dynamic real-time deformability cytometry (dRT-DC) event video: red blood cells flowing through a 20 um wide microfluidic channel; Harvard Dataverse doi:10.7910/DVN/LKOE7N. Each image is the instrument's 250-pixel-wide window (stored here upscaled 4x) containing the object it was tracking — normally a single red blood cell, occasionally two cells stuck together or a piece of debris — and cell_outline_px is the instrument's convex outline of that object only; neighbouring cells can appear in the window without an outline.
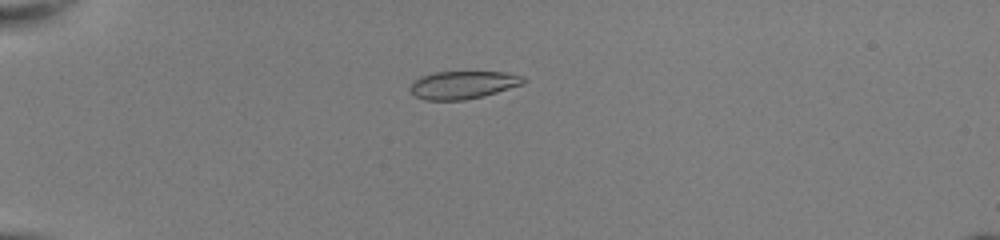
{"species": "common noctule bat (a hibernating species)", "species_latin": "Nyctalus noctula", "temperature_condition": "room temperature", "stored_images_in_passage": 53, "camera_frame_rate_fps": 3000, "um_per_image_px": 0.085, "animal": {"sex": "female", "body_mass_g": 22.0, "forearm_length_mm": 56.7}, "frame": {"image": 1, "passage_image": 16, "time_ms": 5.0, "image_size_px": [1000, 240], "cell_outline_px": [[528, 80], [524, 84], [484, 96], [464, 100], [424, 100], [416, 96], [408, 88], [412, 80], [420, 76], [436, 72], [504, 72], [524, 76]], "centroid_in_image_um": [39.36, 7.21], "position_along_channel_um": 45.6, "area_um2": 18.61}}
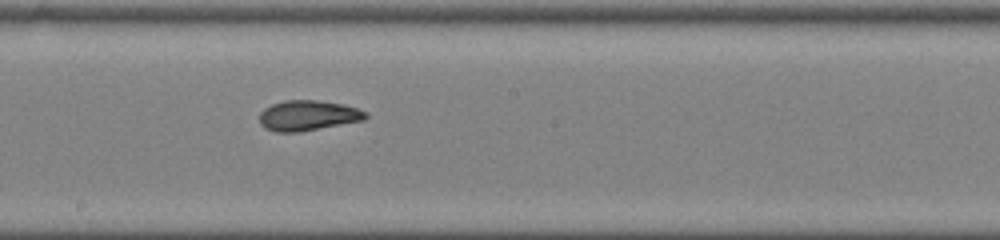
{"frame": {"image": 2, "passage_image": 32, "time_ms": 10.333, "image_size_px": [1000, 240], "cell_outline_px": [[368, 116], [364, 120], [300, 132], [276, 132], [264, 128], [260, 124], [260, 112], [264, 108], [272, 104], [284, 100], [316, 100], [344, 104], [368, 112]], "centroid_in_image_um": [26.17, 9.82], "position_along_channel_um": 222.0, "area_um2": 18.84}}
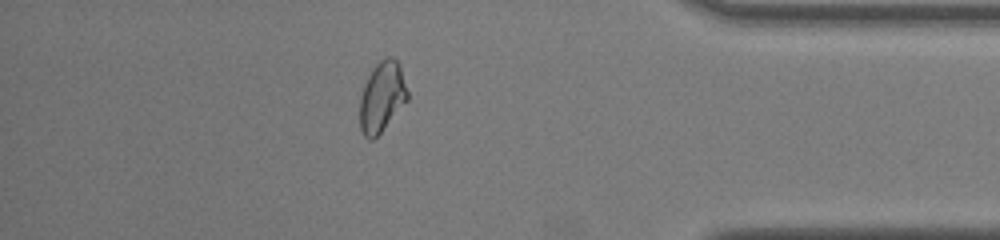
{"frame": {"image": 3, "passage_image": 47, "time_ms": 15.333, "image_size_px": [1000, 240], "cell_outline_px": [[408, 100], [380, 132], [372, 140], [368, 140], [364, 136], [360, 128], [360, 96], [364, 84], [372, 68], [380, 60], [388, 56], [392, 56], [400, 64], [408, 92]], "centroid_in_image_um": [32.46, 8.21], "position_along_channel_um": 402.7, "area_um2": 19.54}, "authors_computed_cell_mechanics": {"area_um2": 19.1318, "velocity_mm_per_s": 4.0596, "shape_relaxation_time_tau1_ms": 6.0799, "shape_relaxation_time_tau2_ms": 1.7865, "deformation_change_tau1": 0.1686, "deformation_change_tau2": 0.0622}}